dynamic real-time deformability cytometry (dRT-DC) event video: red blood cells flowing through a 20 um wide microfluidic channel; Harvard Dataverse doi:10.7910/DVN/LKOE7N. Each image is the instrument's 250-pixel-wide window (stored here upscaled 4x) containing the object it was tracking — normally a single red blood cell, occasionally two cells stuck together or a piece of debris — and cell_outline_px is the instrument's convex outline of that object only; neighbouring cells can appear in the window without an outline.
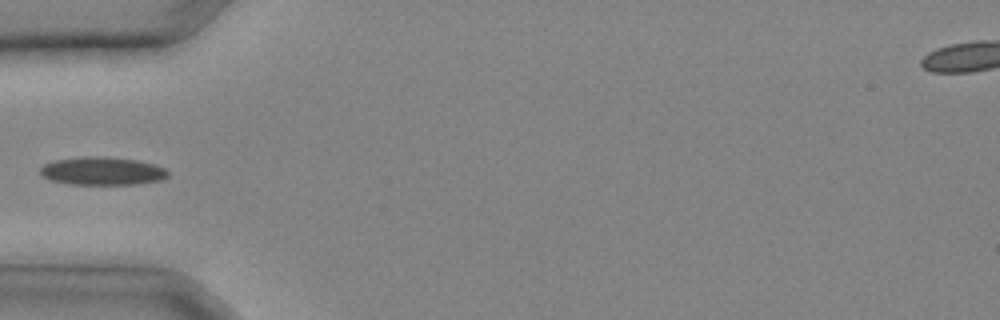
{"species": "common noctule bat (a hibernating species)", "species_latin": "Nyctalus noctula", "temperature_condition": "cold", "stored_images_in_passage": 22, "camera_frame_rate_fps": 3000, "um_per_image_px": 0.085, "animal": {"sex": "male", "body_mass_g": 20.4}, "frame": {"image": 1, "passage_image": 1, "time_ms": 0.0, "image_size_px": [1000, 320], "cell_outline_px": [[168, 176], [160, 180], [136, 184], [68, 184], [52, 180], [44, 176], [40, 172], [40, 168], [44, 164], [52, 160], [80, 156], [108, 156], [136, 160], [156, 164], [164, 168], [168, 172]], "centroid_in_image_um": [8.68, 14.52], "position_along_channel_um": 76.3, "area_um2": 21.04}}
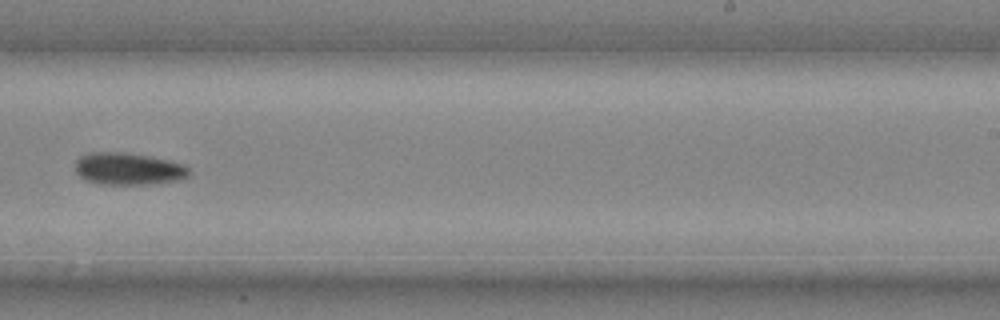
{"frame": {"image": 2, "passage_image": 11, "time_ms": 3.333, "image_size_px": [1000, 320], "cell_outline_px": [[192, 176], [180, 180], [148, 184], [100, 184], [88, 180], [80, 176], [76, 172], [76, 160], [80, 156], [92, 152], [124, 152], [148, 156], [168, 160], [184, 164], [192, 172]], "centroid_in_image_um": [10.96, 14.35], "position_along_channel_um": 278.0, "area_um2": 21.39}}
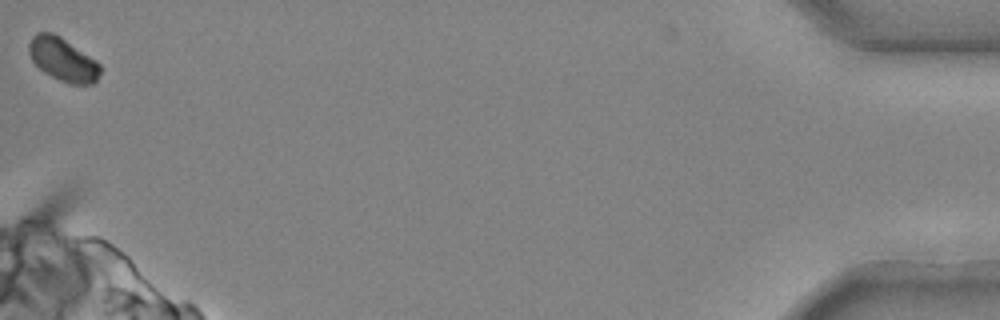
{"frame": {"image": 3, "passage_image": 22, "time_ms": 7.0, "image_size_px": [1000, 320], "cell_outline_px": [[100, 72], [96, 80], [92, 84], [68, 84], [44, 72], [32, 60], [28, 52], [28, 44], [32, 36], [36, 32], [52, 32], [60, 36], [96, 60], [100, 64]], "centroid_in_image_um": [5.33, 5.04], "position_along_channel_um": 429.9, "area_um2": 17.92}}